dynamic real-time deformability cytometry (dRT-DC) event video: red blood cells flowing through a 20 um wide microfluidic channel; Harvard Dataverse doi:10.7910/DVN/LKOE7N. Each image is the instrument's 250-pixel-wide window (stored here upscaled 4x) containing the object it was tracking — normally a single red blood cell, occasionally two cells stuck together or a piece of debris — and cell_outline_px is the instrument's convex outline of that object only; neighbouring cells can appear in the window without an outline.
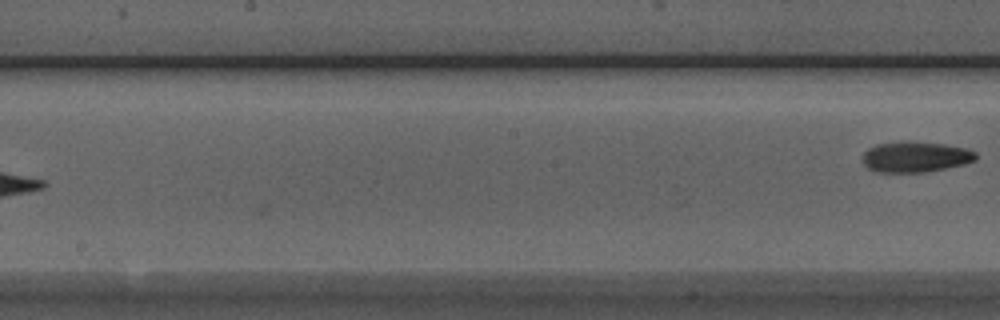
{"species": "Egyptian fruit bat (a non-hibernating species)", "species_latin": "Rousettus aegyptiacus", "temperature_condition": "room temperature", "stored_images_in_passage": 5, "camera_frame_rate_fps": 3000, "um_per_image_px": 0.085, "animal": {"sex": "male"}, "frame": {"image": 1, "passage_image": 5, "time_ms": 4.667, "image_size_px": [1000, 320], "cell_outline_px": [[976, 160], [964, 164], [924, 172], [876, 172], [868, 168], [864, 164], [864, 152], [868, 148], [876, 144], [912, 140], [944, 144], [968, 148], [976, 152]], "centroid_in_image_um": [77.82, 13.31], "position_along_channel_um": 170.4, "area_um2": 20.35}}